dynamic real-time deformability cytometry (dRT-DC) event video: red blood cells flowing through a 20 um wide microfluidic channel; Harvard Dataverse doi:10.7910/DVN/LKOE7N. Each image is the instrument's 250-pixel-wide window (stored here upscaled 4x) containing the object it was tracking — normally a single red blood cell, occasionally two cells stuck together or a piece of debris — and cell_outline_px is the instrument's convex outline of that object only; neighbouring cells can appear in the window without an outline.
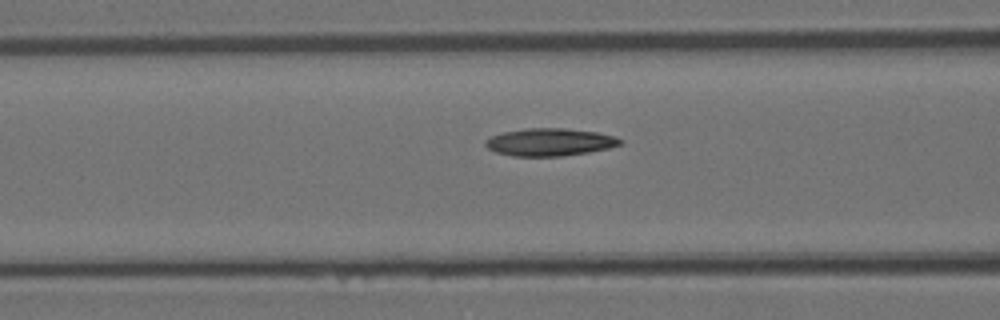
{"species": "Egyptian fruit bat (a non-hibernating species)", "species_latin": "Rousettus aegyptiacus", "temperature_condition": "room temperature", "stored_images_in_passage": 34, "camera_frame_rate_fps": 3000, "um_per_image_px": 0.085, "animal": {"sex": "female"}, "frame": {"image": 1, "passage_image": 14, "time_ms": 4.333, "image_size_px": [1000, 320], "cell_outline_px": [[624, 140], [620, 144], [608, 148], [588, 152], [564, 156], [512, 156], [496, 152], [488, 148], [484, 144], [484, 140], [492, 136], [504, 132], [524, 128], [564, 128], [596, 132], [616, 136]], "centroid_in_image_um": [46.73, 12.07], "position_along_channel_um": 119.9, "area_um2": 21.68}}
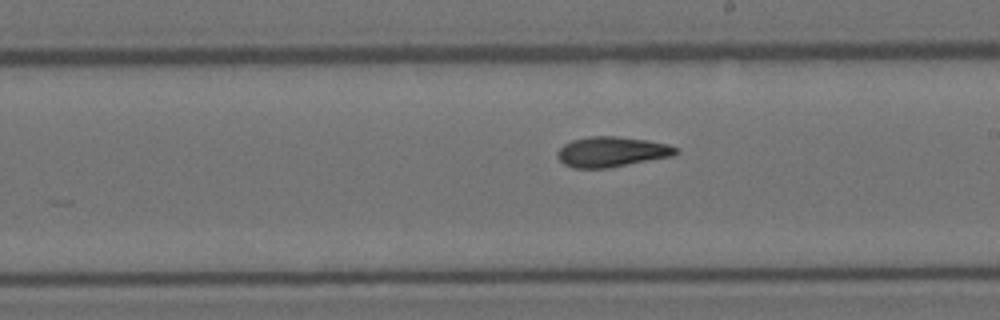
{"frame": {"image": 2, "passage_image": 23, "time_ms": 7.333, "image_size_px": [1000, 320], "cell_outline_px": [[680, 152], [672, 156], [608, 168], [572, 168], [564, 164], [556, 156], [556, 152], [564, 144], [572, 140], [588, 136], [616, 136], [648, 140], [668, 144], [680, 148]], "centroid_in_image_um": [52.0, 12.9], "position_along_channel_um": 237.0, "area_um2": 21.04}}
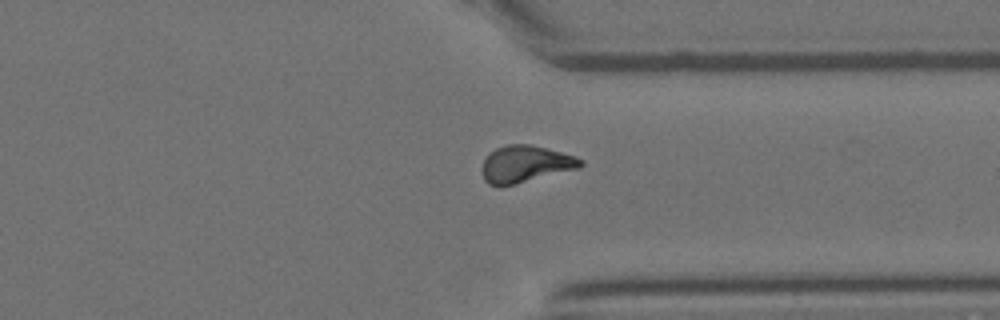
{"frame": {"image": 3, "passage_image": 33, "time_ms": 10.667, "image_size_px": [1000, 320], "cell_outline_px": [[584, 164], [580, 168], [512, 184], [488, 184], [484, 180], [480, 168], [484, 160], [496, 148], [508, 144], [528, 144], [576, 156], [584, 160]], "centroid_in_image_um": [44.67, 13.93], "position_along_channel_um": 366.7, "area_um2": 20.75}}